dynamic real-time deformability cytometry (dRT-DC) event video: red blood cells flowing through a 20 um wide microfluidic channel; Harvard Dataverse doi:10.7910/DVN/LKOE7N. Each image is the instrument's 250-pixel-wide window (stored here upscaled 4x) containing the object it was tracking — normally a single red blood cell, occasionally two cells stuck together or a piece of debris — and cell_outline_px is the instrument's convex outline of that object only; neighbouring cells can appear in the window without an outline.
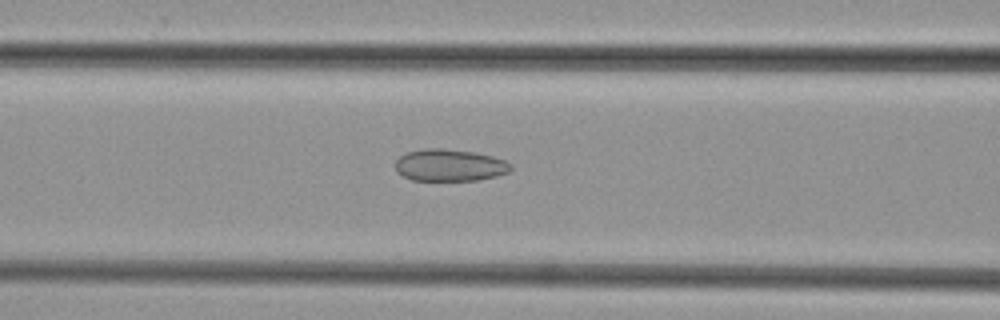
{"species": "common noctule bat (a hibernating species)", "species_latin": "Nyctalus noctula", "temperature_condition": "cold", "stored_images_in_passage": 40, "camera_frame_rate_fps": 3000, "um_per_image_px": 0.085, "animal": {"sex": "female", "body_mass_g": 29.2, "forearm_length_mm": 56.3}, "frame": {"image": 1, "passage_image": 12, "time_ms": 3.667, "image_size_px": [1000, 320], "cell_outline_px": [[512, 168], [508, 172], [496, 176], [480, 180], [412, 180], [396, 172], [396, 160], [400, 156], [408, 152], [424, 148], [444, 148], [476, 152], [492, 156], [504, 160], [512, 164]], "centroid_in_image_um": [38.23, 14.03], "position_along_channel_um": 128.4, "area_um2": 21.62}}
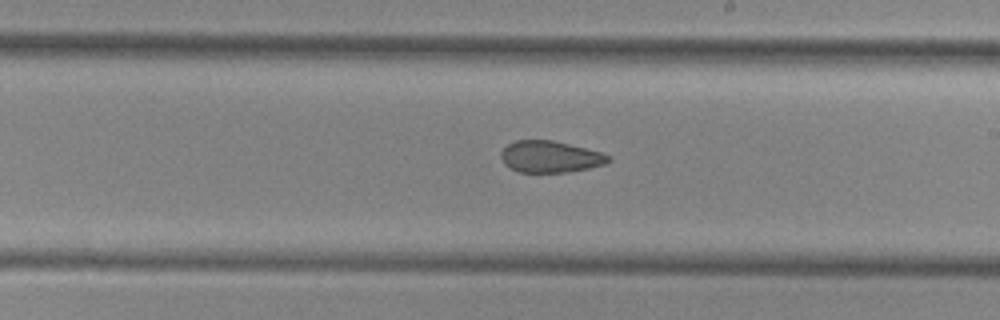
{"frame": {"image": 2, "passage_image": 20, "time_ms": 6.333, "image_size_px": [1000, 320], "cell_outline_px": [[612, 160], [604, 164], [588, 168], [568, 172], [520, 172], [504, 164], [500, 156], [500, 152], [508, 144], [516, 140], [552, 140], [600, 152], [608, 156]], "centroid_in_image_um": [46.73, 13.32], "position_along_channel_um": 242.3, "area_um2": 19.54}}
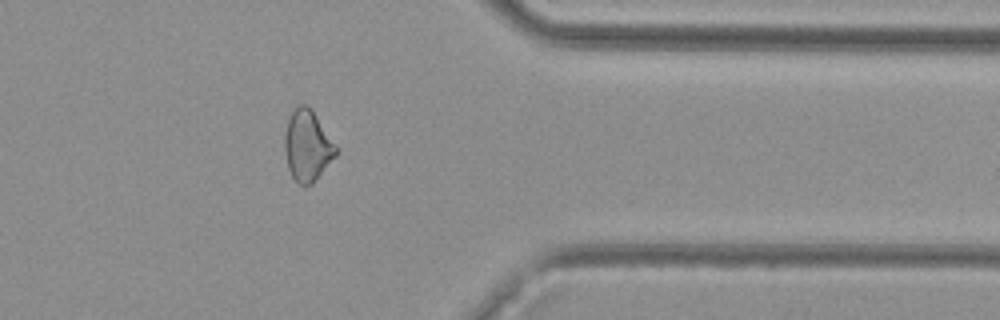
{"frame": {"image": 3, "passage_image": 31, "time_ms": 10.0, "image_size_px": [1000, 320], "cell_outline_px": [[336, 156], [312, 184], [304, 188], [292, 176], [288, 168], [284, 152], [284, 136], [288, 120], [292, 108], [296, 104], [308, 104], [312, 108], [336, 148]], "centroid_in_image_um": [26.09, 12.37], "position_along_channel_um": 385.3, "area_um2": 21.27}}